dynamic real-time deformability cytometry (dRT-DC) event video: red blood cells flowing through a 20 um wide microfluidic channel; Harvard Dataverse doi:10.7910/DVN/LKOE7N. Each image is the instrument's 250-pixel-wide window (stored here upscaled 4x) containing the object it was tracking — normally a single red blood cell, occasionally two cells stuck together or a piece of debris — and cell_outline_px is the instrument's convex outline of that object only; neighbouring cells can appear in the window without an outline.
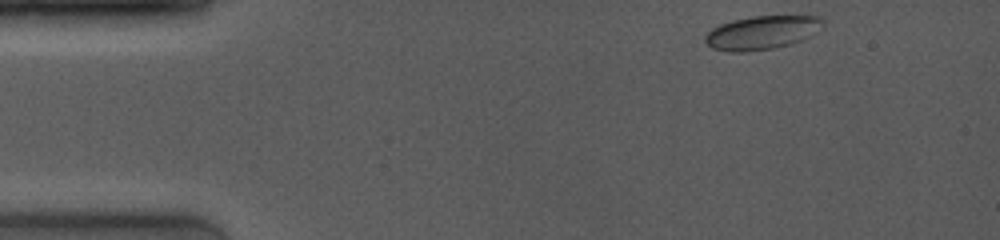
{"species": "common noctule bat (a hibernating species)", "species_latin": "Nyctalus noctula", "temperature_condition": "room temperature", "stored_images_in_passage": 12, "camera_frame_rate_fps": 4000, "um_per_image_px": 0.085, "animal": {"sex": "female", "body_mass_g": 19.0, "forearm_length_mm": 53.3}, "frame": {"image": 1, "passage_image": 1, "time_ms": 0.0, "image_size_px": [1000, 240], "cell_outline_px": [[824, 24], [816, 32], [792, 44], [772, 48], [744, 52], [728, 52], [712, 48], [704, 40], [704, 36], [712, 28], [720, 24], [752, 16], [820, 16], [824, 20]], "centroid_in_image_um": [64.75, 2.77], "position_along_channel_um": 20.2, "area_um2": 22.95}}